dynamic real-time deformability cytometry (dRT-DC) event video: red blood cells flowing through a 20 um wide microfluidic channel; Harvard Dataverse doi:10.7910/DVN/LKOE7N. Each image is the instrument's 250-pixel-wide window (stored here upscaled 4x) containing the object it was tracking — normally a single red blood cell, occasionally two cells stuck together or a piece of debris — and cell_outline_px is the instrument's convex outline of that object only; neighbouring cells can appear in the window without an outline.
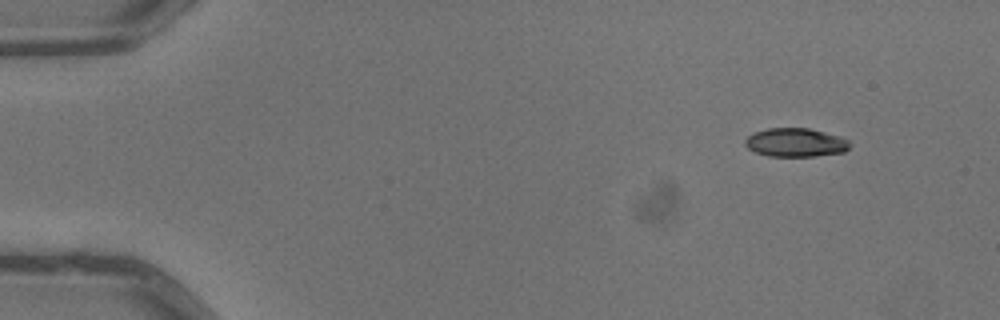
{"species": "common noctule bat (a hibernating species)", "species_latin": "Nyctalus noctula", "temperature_condition": "warm", "stored_images_in_passage": 4, "camera_frame_rate_fps": 3000, "um_per_image_px": 0.085, "animal": {"sex": "male", "body_mass_g": 13.3}, "frame": {"image": 1, "passage_image": 1, "time_ms": 0.0, "image_size_px": [1000, 320], "cell_outline_px": [[848, 148], [844, 152], [816, 156], [768, 156], [756, 152], [748, 148], [744, 144], [744, 140], [752, 132], [768, 128], [808, 128], [840, 136], [848, 140]], "centroid_in_image_um": [67.58, 12.11], "position_along_channel_um": 17.4, "area_um2": 17.46}}
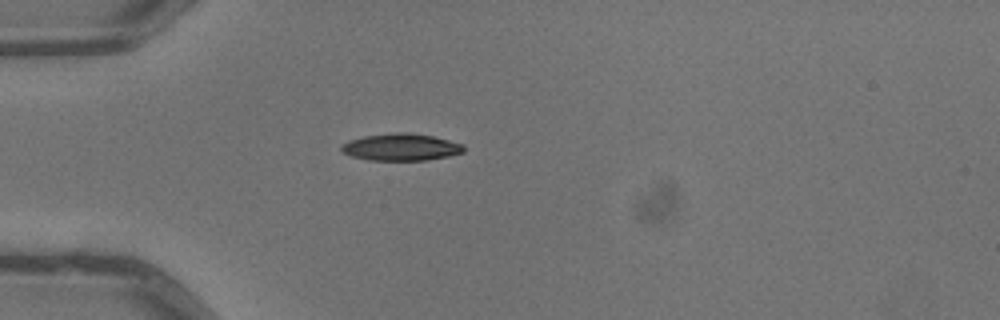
{"frame": {"image": 2, "passage_image": 4, "time_ms": 1.0, "image_size_px": [1000, 320], "cell_outline_px": [[464, 152], [448, 156], [428, 160], [368, 160], [352, 156], [344, 152], [340, 148], [348, 140], [364, 136], [392, 132], [408, 132], [432, 136], [464, 144]], "centroid_in_image_um": [34.1, 12.5], "position_along_channel_um": 50.9, "area_um2": 19.25}}